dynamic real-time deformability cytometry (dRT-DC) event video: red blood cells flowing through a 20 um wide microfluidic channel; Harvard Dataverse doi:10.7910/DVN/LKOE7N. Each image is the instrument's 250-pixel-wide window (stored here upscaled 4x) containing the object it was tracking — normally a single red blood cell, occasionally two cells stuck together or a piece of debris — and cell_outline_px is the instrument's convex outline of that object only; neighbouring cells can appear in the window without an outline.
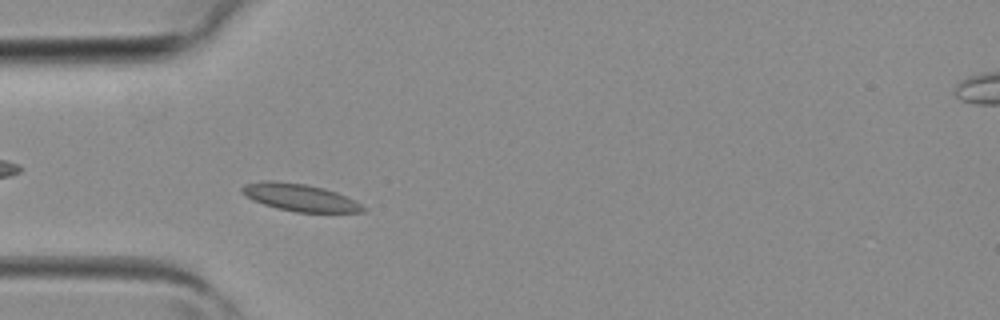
{"species": "common noctule bat (a hibernating species)", "species_latin": "Nyctalus noctula", "temperature_condition": "room temperature", "stored_images_in_passage": 2, "camera_frame_rate_fps": 3000, "um_per_image_px": 0.085, "animal": {"sex": "female", "body_mass_g": 19.3, "forearm_length_mm": 54.1}, "frame": {"image": 1, "passage_image": 1, "time_ms": 0.0, "image_size_px": [1000, 320], "cell_outline_px": [[368, 208], [364, 212], [296, 212], [276, 208], [252, 200], [244, 196], [240, 192], [240, 188], [244, 184], [260, 180], [272, 180], [308, 184], [324, 188], [336, 192], [356, 200]], "centroid_in_image_um": [25.47, 16.77], "position_along_channel_um": 59.5, "area_um2": 19.65}}
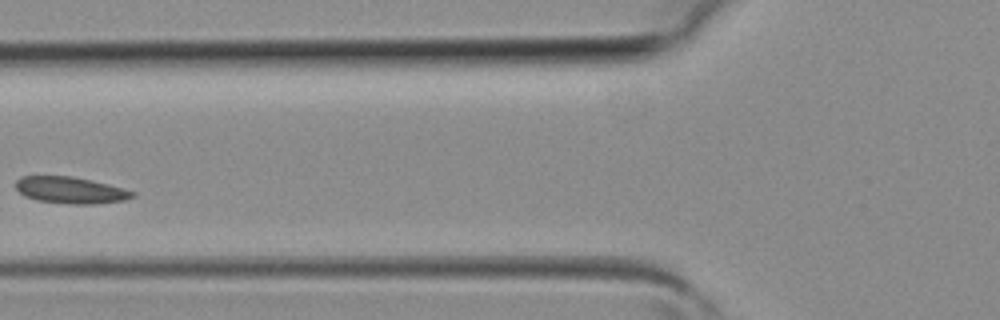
{"frame": {"image": 2, "passage_image": 2, "time_ms": 0.333, "image_size_px": [1000, 320], "cell_outline_px": [[136, 196], [124, 200], [96, 204], [72, 204], [36, 200], [24, 196], [16, 188], [16, 180], [20, 176], [72, 176], [92, 180], [124, 188], [136, 192]], "centroid_in_image_um": [6.01, 16.16], "position_along_channel_um": 119.8, "area_um2": 18.21}}